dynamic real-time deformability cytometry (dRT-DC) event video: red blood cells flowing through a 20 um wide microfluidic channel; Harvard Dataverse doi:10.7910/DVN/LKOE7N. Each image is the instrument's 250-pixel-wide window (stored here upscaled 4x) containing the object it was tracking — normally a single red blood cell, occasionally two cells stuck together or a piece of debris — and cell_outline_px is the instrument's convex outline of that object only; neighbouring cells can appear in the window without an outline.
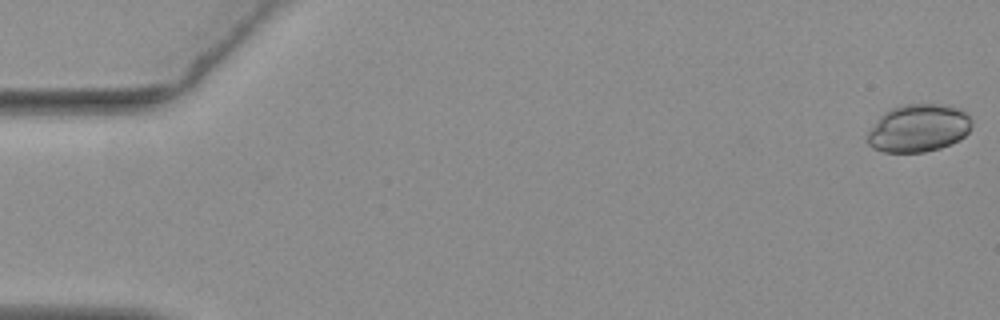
{"species": "common noctule bat (a hibernating species)", "species_latin": "Nyctalus noctula", "temperature_condition": "warm", "stored_images_in_passage": 18, "camera_frame_rate_fps": 3000, "um_per_image_px": 0.085, "animal": {"sex": "female", "body_mass_g": 19.3, "forearm_length_mm": 54.1}, "frame": {"image": 1, "passage_image": 1, "time_ms": 0.0, "image_size_px": [1000, 320], "cell_outline_px": [[972, 124], [968, 132], [960, 140], [952, 144], [940, 148], [924, 152], [884, 152], [872, 148], [868, 144], [868, 132], [880, 116], [888, 108], [900, 104], [940, 104], [960, 108], [968, 112], [972, 120]], "centroid_in_image_um": [78.09, 10.88], "position_along_channel_um": 6.9, "area_um2": 29.42}}